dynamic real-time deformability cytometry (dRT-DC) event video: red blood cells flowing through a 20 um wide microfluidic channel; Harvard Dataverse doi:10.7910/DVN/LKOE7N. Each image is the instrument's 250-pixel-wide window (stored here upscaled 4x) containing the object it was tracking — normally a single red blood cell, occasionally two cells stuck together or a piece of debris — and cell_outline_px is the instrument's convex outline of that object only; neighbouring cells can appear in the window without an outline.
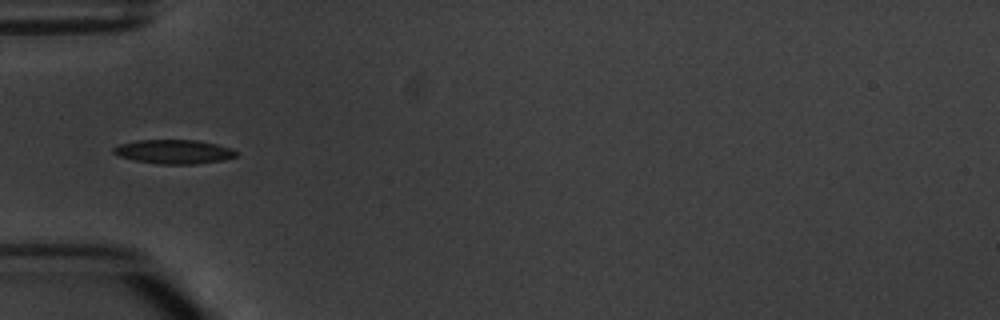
{"species": "common noctule bat (a hibernating species)", "species_latin": "Nyctalus noctula", "temperature_condition": "warm", "stored_images_in_passage": 5, "camera_frame_rate_fps": 3000, "um_per_image_px": 0.085, "animal": {"sex": "male", "body_mass_g": 20.1, "forearm_length_mm": 53.5}, "frame": {"image": 1, "passage_image": 5, "time_ms": 4.667, "image_size_px": [1000, 320], "cell_outline_px": [[236, 156], [224, 160], [196, 164], [160, 164], [136, 160], [120, 156], [112, 152], [112, 148], [120, 144], [136, 140], [196, 140], [216, 144], [232, 148], [236, 152]], "centroid_in_image_um": [14.79, 12.89], "position_along_channel_um": 70.2, "area_um2": 17.11}}